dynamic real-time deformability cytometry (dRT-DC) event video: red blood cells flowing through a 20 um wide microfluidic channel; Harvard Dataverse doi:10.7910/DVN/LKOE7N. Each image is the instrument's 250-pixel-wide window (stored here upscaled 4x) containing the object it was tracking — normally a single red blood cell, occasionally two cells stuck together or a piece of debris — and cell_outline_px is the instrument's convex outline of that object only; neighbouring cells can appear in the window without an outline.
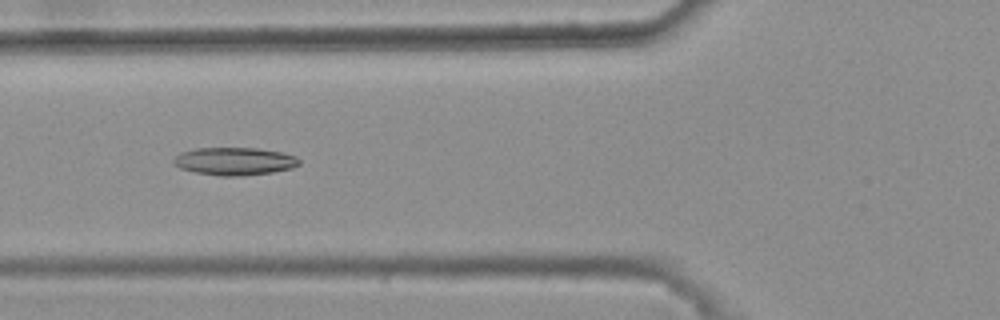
{"species": "common noctule bat (a hibernating species)", "species_latin": "Nyctalus noctula", "temperature_condition": "warm", "stored_images_in_passage": 40, "camera_frame_rate_fps": 3000, "um_per_image_px": 0.085, "animal": {"sex": "female", "body_mass_g": 25.1}, "frame": {"image": 1, "passage_image": 13, "time_ms": 4.0, "image_size_px": [1000, 320], "cell_outline_px": [[300, 164], [292, 168], [272, 172], [244, 176], [220, 176], [196, 172], [180, 168], [172, 164], [172, 160], [180, 152], [196, 148], [256, 148], [284, 152], [296, 156], [300, 160]], "centroid_in_image_um": [19.94, 13.7], "position_along_channel_um": 105.9, "area_um2": 20.52}}
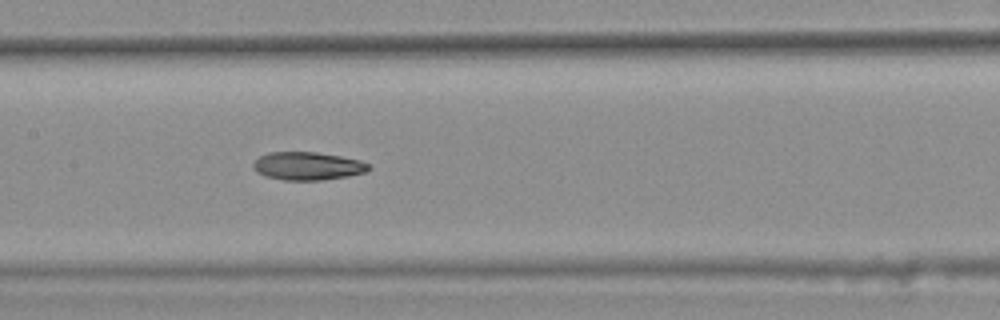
{"frame": {"image": 2, "passage_image": 19, "time_ms": 6.0, "image_size_px": [1000, 320], "cell_outline_px": [[372, 168], [364, 172], [348, 176], [324, 180], [284, 180], [264, 176], [256, 172], [252, 168], [252, 164], [260, 156], [268, 152], [316, 152], [340, 156], [360, 160], [368, 164]], "centroid_in_image_um": [26.12, 14.11], "position_along_channel_um": 181.3, "area_um2": 18.96}}
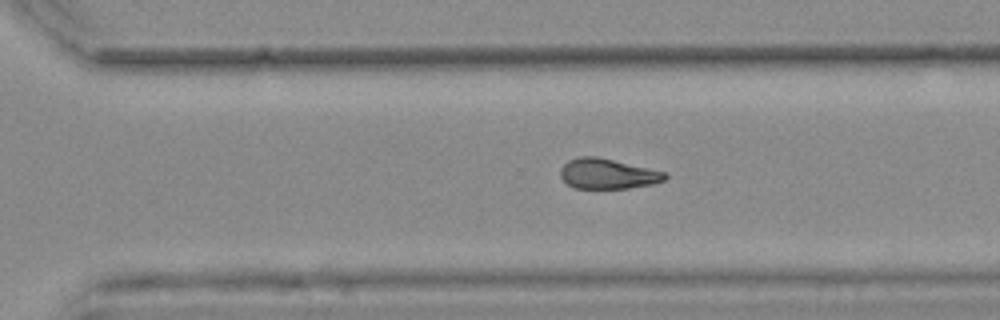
{"frame": {"image": 3, "passage_image": 30, "time_ms": 9.667, "image_size_px": [1000, 320], "cell_outline_px": [[668, 176], [664, 180], [652, 184], [628, 188], [576, 188], [568, 184], [560, 176], [560, 168], [568, 160], [580, 156], [596, 156], [664, 172]], "centroid_in_image_um": [51.61, 14.77], "position_along_channel_um": 319.0, "area_um2": 18.15}, "authors_computed_cell_mechanics": {"area_um2": 19.1029, "velocity_mm_per_s": 3.7646, "shape_relaxation_time_tau1_ms": null, "shape_relaxation_time_tau2_ms": 7.7276, "deformation_change_tau1": null, "deformation_change_tau2": 0.1786}}